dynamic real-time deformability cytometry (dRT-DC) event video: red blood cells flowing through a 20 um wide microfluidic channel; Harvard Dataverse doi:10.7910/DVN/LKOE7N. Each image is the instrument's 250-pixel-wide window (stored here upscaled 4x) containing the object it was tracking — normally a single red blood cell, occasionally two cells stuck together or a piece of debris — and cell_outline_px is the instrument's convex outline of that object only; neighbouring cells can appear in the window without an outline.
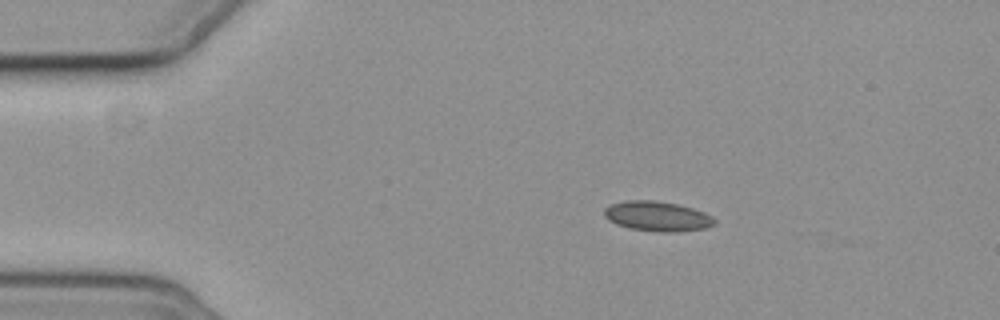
{"species": "common noctule bat (a hibernating species)", "species_latin": "Nyctalus noctula", "temperature_condition": "cold", "stored_images_in_passage": 4, "camera_frame_rate_fps": 3000, "um_per_image_px": 0.085, "animal": {"sex": "female", "body_mass_g": 19.3, "forearm_length_mm": 54.1}, "frame": {"image": 1, "passage_image": 2, "time_ms": 1.333, "image_size_px": [1000, 320], "cell_outline_px": [[716, 224], [708, 228], [676, 232], [656, 232], [628, 228], [616, 224], [608, 220], [604, 216], [604, 208], [612, 204], [624, 200], [652, 200], [676, 204], [692, 208], [704, 212], [712, 216], [716, 220]], "centroid_in_image_um": [55.88, 18.39], "position_along_channel_um": 29.1, "area_um2": 19.42}}